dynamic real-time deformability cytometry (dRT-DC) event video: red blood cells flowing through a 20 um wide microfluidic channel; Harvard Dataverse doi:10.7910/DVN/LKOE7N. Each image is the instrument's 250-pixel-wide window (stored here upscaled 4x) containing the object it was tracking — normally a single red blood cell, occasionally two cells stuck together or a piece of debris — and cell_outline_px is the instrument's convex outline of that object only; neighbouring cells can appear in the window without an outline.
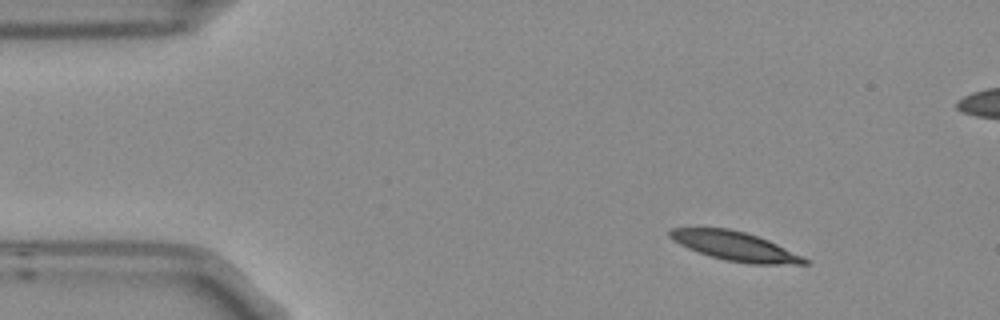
{"species": "Egyptian fruit bat (a non-hibernating species)", "species_latin": "Rousettus aegyptiacus", "temperature_condition": "room temperature", "stored_images_in_passage": 9, "camera_frame_rate_fps": 3000, "um_per_image_px": 0.085, "frame": {"image": 1, "passage_image": 1, "time_ms": 0.0, "image_size_px": [1000, 320], "cell_outline_px": [[808, 264], [748, 264], [724, 260], [688, 248], [672, 240], [668, 236], [668, 232], [672, 228], [728, 228], [744, 232], [768, 240], [804, 256], [808, 260]], "centroid_in_image_um": [62.49, 20.93], "position_along_channel_um": 22.5, "area_um2": 22.66}}
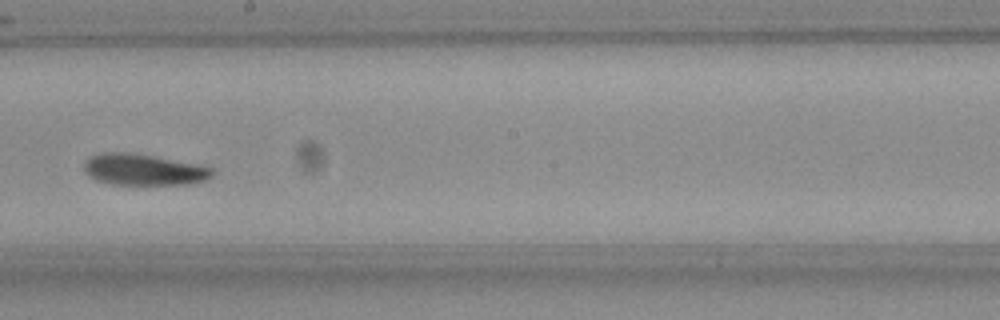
{"frame": {"image": 2, "passage_image": 7, "time_ms": 2.0, "image_size_px": [1000, 320], "cell_outline_px": [[216, 172], [208, 180], [188, 184], [112, 184], [96, 180], [88, 176], [84, 172], [84, 164], [92, 156], [100, 152], [128, 152], [152, 156], [212, 168]], "centroid_in_image_um": [12.18, 14.43], "position_along_channel_um": 236.0, "area_um2": 23.12}}
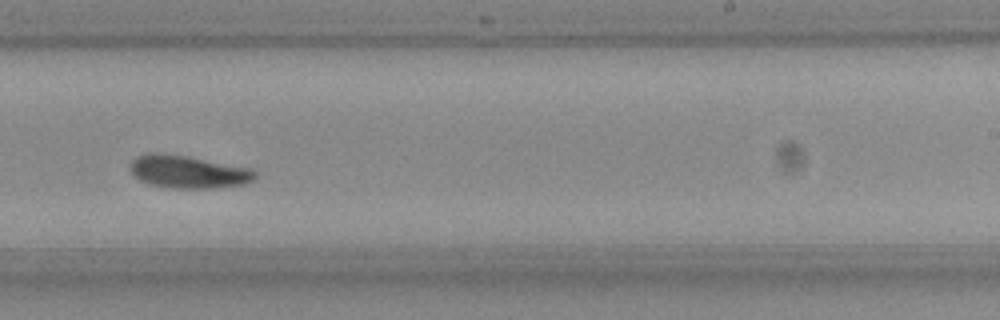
{"frame": {"image": 3, "passage_image": 8, "time_ms": 2.333, "image_size_px": [1000, 320], "cell_outline_px": [[256, 176], [252, 180], [244, 184], [216, 188], [172, 188], [148, 184], [140, 180], [132, 172], [132, 160], [136, 156], [148, 152], [160, 152], [188, 156], [248, 168], [256, 172]], "centroid_in_image_um": [15.97, 14.6], "position_along_channel_um": 273.0, "area_um2": 23.7}}